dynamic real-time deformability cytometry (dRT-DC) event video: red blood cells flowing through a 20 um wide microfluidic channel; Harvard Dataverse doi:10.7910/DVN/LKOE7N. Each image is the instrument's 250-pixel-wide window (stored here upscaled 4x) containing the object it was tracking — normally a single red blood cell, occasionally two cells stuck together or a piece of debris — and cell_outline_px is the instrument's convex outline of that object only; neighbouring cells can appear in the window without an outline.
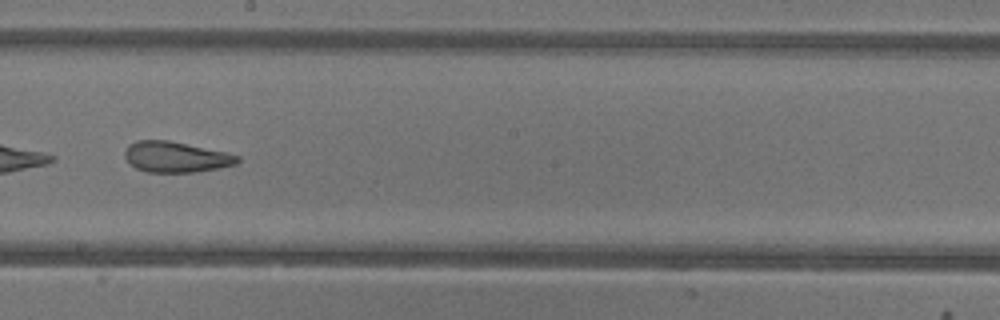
{"species": "common noctule bat (a hibernating species)", "species_latin": "Nyctalus noctula", "temperature_condition": "warm", "stored_images_in_passage": 35, "camera_frame_rate_fps": 3000, "um_per_image_px": 0.085, "animal": {"sex": "female"}, "frame": {"image": 1, "passage_image": 20, "time_ms": 6.333, "image_size_px": [1000, 320], "cell_outline_px": [[240, 160], [236, 164], [196, 172], [148, 172], [136, 168], [124, 156], [124, 152], [128, 144], [136, 140], [168, 140], [224, 152], [240, 156]], "centroid_in_image_um": [14.92, 13.34], "position_along_channel_um": 233.3, "area_um2": 19.94}}